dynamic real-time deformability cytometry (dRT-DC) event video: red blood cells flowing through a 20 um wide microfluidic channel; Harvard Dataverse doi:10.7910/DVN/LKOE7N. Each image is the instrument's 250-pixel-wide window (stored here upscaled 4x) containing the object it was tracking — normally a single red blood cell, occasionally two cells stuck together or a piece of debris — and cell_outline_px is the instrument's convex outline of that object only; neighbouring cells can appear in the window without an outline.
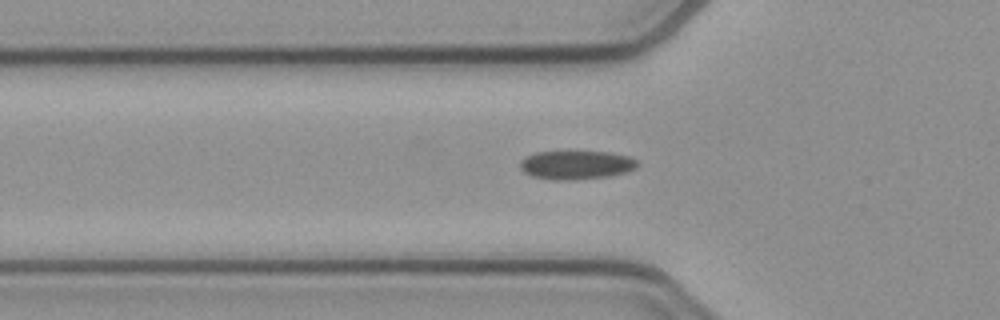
{"species": "common noctule bat (a hibernating species)", "species_latin": "Nyctalus noctula", "temperature_condition": "cold", "stored_images_in_passage": 46, "camera_frame_rate_fps": 3000, "um_per_image_px": 0.085, "animal": {"sex": "female", "body_mass_g": 21.9}, "frame": {"image": 1, "passage_image": 15, "time_ms": 4.667, "image_size_px": [1000, 320], "cell_outline_px": [[640, 164], [636, 168], [624, 172], [608, 176], [576, 180], [552, 180], [532, 176], [524, 172], [520, 168], [520, 160], [536, 152], [612, 152], [628, 156], [636, 160]], "centroid_in_image_um": [48.98, 14.03], "position_along_channel_um": 76.8, "area_um2": 19.59}}
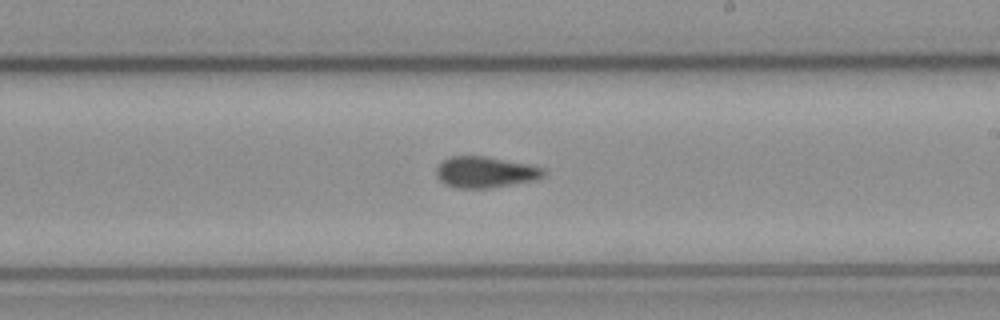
{"frame": {"image": 2, "passage_image": 28, "time_ms": 9.0, "image_size_px": [1000, 320], "cell_outline_px": [[544, 176], [536, 180], [492, 188], [456, 188], [444, 184], [436, 176], [436, 168], [444, 160], [452, 156], [484, 156], [528, 164], [544, 168]], "centroid_in_image_um": [41.24, 14.64], "position_along_channel_um": 247.8, "area_um2": 19.48}}
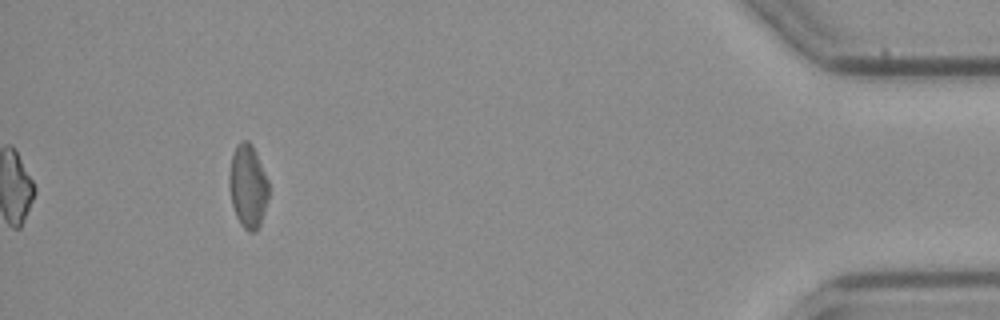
{"frame": {"image": 3, "passage_image": 46, "time_ms": 15.0, "image_size_px": [1000, 320], "cell_outline_px": [[268, 200], [260, 224], [256, 232], [248, 232], [240, 224], [236, 216], [232, 204], [228, 184], [228, 176], [232, 152], [236, 144], [240, 140], [248, 140], [252, 144], [256, 152], [268, 180]], "centroid_in_image_um": [21.05, 15.8], "position_along_channel_um": 414.1, "area_um2": 19.48}}